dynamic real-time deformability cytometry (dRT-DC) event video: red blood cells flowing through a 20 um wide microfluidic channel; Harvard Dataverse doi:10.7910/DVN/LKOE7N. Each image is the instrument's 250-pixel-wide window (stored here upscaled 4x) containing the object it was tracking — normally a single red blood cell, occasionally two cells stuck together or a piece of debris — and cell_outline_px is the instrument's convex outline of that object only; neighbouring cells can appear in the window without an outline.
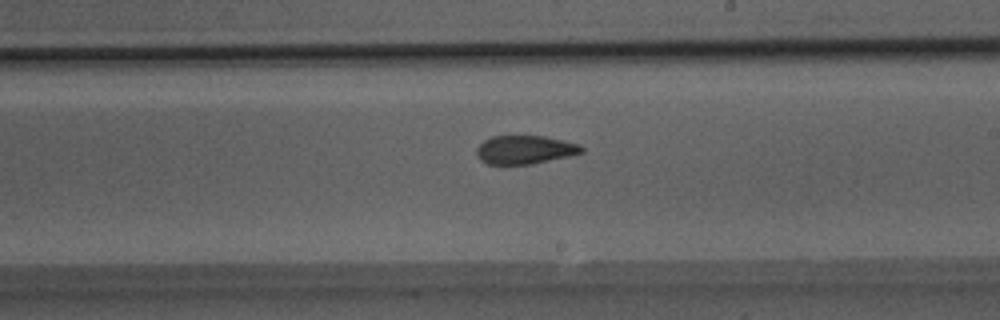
{"species": "Egyptian fruit bat (a non-hibernating species)", "species_latin": "Rousettus aegyptiacus", "temperature_condition": "room temperature", "stored_images_in_passage": 40, "segment_of_instrument_passage": [1, 2], "camera_frame_rate_fps": 3000, "um_per_image_px": 0.085, "animal": {"sex": "male"}, "frame": {"image": 1, "passage_image": 18, "time_ms": 5.667, "image_size_px": [1000, 320], "cell_outline_px": [[584, 152], [568, 156], [532, 164], [488, 164], [480, 160], [476, 152], [476, 148], [484, 140], [492, 136], [544, 136], [580, 144], [584, 148]], "centroid_in_image_um": [44.61, 12.72], "position_along_channel_um": 244.4, "area_um2": 17.4}}
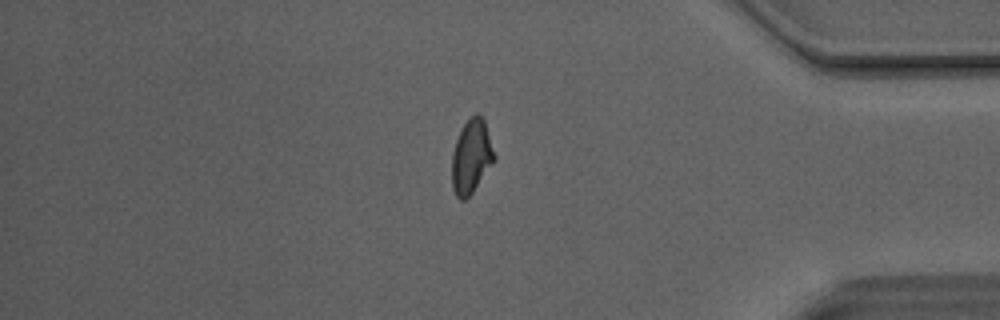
{"frame": {"image": 2, "passage_image": 31, "time_ms": 10.0, "image_size_px": [1000, 320], "cell_outline_px": [[496, 156], [492, 164], [472, 192], [464, 200], [460, 200], [456, 196], [452, 188], [452, 152], [460, 128], [476, 112], [484, 120]], "centroid_in_image_um": [40.05, 13.3], "position_along_channel_um": 395.2, "area_um2": 18.09}}
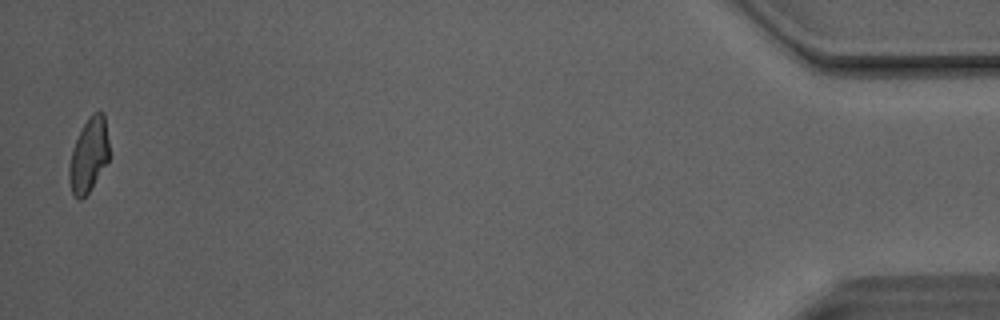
{"frame": {"image": 3, "passage_image": 38, "time_ms": 12.333, "image_size_px": [1000, 320], "cell_outline_px": [[108, 160], [88, 192], [80, 200], [72, 196], [68, 180], [68, 168], [72, 152], [76, 140], [84, 124], [92, 112], [104, 112], [108, 140]], "centroid_in_image_um": [7.52, 13.2], "position_along_channel_um": 427.7, "area_um2": 16.99}}